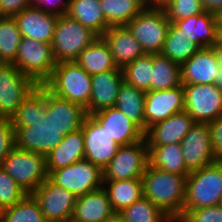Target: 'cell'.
Segmentation results:
<instances>
[{"instance_id": "1", "label": "cell", "mask_w": 222, "mask_h": 222, "mask_svg": "<svg viewBox=\"0 0 222 222\" xmlns=\"http://www.w3.org/2000/svg\"><path fill=\"white\" fill-rule=\"evenodd\" d=\"M15 130V146L46 156L63 140L45 115V86L38 85L10 118Z\"/></svg>"}, {"instance_id": "2", "label": "cell", "mask_w": 222, "mask_h": 222, "mask_svg": "<svg viewBox=\"0 0 222 222\" xmlns=\"http://www.w3.org/2000/svg\"><path fill=\"white\" fill-rule=\"evenodd\" d=\"M186 179L148 164L142 176L143 196L176 220L182 215L185 205Z\"/></svg>"}, {"instance_id": "3", "label": "cell", "mask_w": 222, "mask_h": 222, "mask_svg": "<svg viewBox=\"0 0 222 222\" xmlns=\"http://www.w3.org/2000/svg\"><path fill=\"white\" fill-rule=\"evenodd\" d=\"M43 85L58 97L80 104L84 108L89 105L91 76L75 61L58 62Z\"/></svg>"}, {"instance_id": "4", "label": "cell", "mask_w": 222, "mask_h": 222, "mask_svg": "<svg viewBox=\"0 0 222 222\" xmlns=\"http://www.w3.org/2000/svg\"><path fill=\"white\" fill-rule=\"evenodd\" d=\"M170 23L160 5H147L126 27L137 39L145 54H159L163 49Z\"/></svg>"}, {"instance_id": "5", "label": "cell", "mask_w": 222, "mask_h": 222, "mask_svg": "<svg viewBox=\"0 0 222 222\" xmlns=\"http://www.w3.org/2000/svg\"><path fill=\"white\" fill-rule=\"evenodd\" d=\"M221 201L222 166L218 161L187 176L184 209L215 206Z\"/></svg>"}, {"instance_id": "6", "label": "cell", "mask_w": 222, "mask_h": 222, "mask_svg": "<svg viewBox=\"0 0 222 222\" xmlns=\"http://www.w3.org/2000/svg\"><path fill=\"white\" fill-rule=\"evenodd\" d=\"M98 36L67 15L58 16L51 42L55 61H75Z\"/></svg>"}, {"instance_id": "7", "label": "cell", "mask_w": 222, "mask_h": 222, "mask_svg": "<svg viewBox=\"0 0 222 222\" xmlns=\"http://www.w3.org/2000/svg\"><path fill=\"white\" fill-rule=\"evenodd\" d=\"M1 167L27 194H32L48 178L45 156L16 146Z\"/></svg>"}, {"instance_id": "8", "label": "cell", "mask_w": 222, "mask_h": 222, "mask_svg": "<svg viewBox=\"0 0 222 222\" xmlns=\"http://www.w3.org/2000/svg\"><path fill=\"white\" fill-rule=\"evenodd\" d=\"M12 64L37 85H41L51 76L57 62L51 44L22 37Z\"/></svg>"}, {"instance_id": "9", "label": "cell", "mask_w": 222, "mask_h": 222, "mask_svg": "<svg viewBox=\"0 0 222 222\" xmlns=\"http://www.w3.org/2000/svg\"><path fill=\"white\" fill-rule=\"evenodd\" d=\"M48 178L76 197L103 187L102 169L86 159L52 171Z\"/></svg>"}, {"instance_id": "10", "label": "cell", "mask_w": 222, "mask_h": 222, "mask_svg": "<svg viewBox=\"0 0 222 222\" xmlns=\"http://www.w3.org/2000/svg\"><path fill=\"white\" fill-rule=\"evenodd\" d=\"M149 164L145 138L137 143L120 146L109 164L102 169L103 181L142 178Z\"/></svg>"}, {"instance_id": "11", "label": "cell", "mask_w": 222, "mask_h": 222, "mask_svg": "<svg viewBox=\"0 0 222 222\" xmlns=\"http://www.w3.org/2000/svg\"><path fill=\"white\" fill-rule=\"evenodd\" d=\"M38 85L13 64H0V118L10 119Z\"/></svg>"}, {"instance_id": "12", "label": "cell", "mask_w": 222, "mask_h": 222, "mask_svg": "<svg viewBox=\"0 0 222 222\" xmlns=\"http://www.w3.org/2000/svg\"><path fill=\"white\" fill-rule=\"evenodd\" d=\"M184 87V111L195 122L209 123L222 116V91L215 84H191Z\"/></svg>"}, {"instance_id": "13", "label": "cell", "mask_w": 222, "mask_h": 222, "mask_svg": "<svg viewBox=\"0 0 222 222\" xmlns=\"http://www.w3.org/2000/svg\"><path fill=\"white\" fill-rule=\"evenodd\" d=\"M47 222H70L76 196L47 178L32 194Z\"/></svg>"}, {"instance_id": "14", "label": "cell", "mask_w": 222, "mask_h": 222, "mask_svg": "<svg viewBox=\"0 0 222 222\" xmlns=\"http://www.w3.org/2000/svg\"><path fill=\"white\" fill-rule=\"evenodd\" d=\"M81 128L85 145L84 159L104 169L120 146L92 115L85 117Z\"/></svg>"}, {"instance_id": "15", "label": "cell", "mask_w": 222, "mask_h": 222, "mask_svg": "<svg viewBox=\"0 0 222 222\" xmlns=\"http://www.w3.org/2000/svg\"><path fill=\"white\" fill-rule=\"evenodd\" d=\"M180 145L184 163L189 173L217 161L212 148L208 123L195 122Z\"/></svg>"}, {"instance_id": "16", "label": "cell", "mask_w": 222, "mask_h": 222, "mask_svg": "<svg viewBox=\"0 0 222 222\" xmlns=\"http://www.w3.org/2000/svg\"><path fill=\"white\" fill-rule=\"evenodd\" d=\"M184 101L183 84L171 89L147 91L144 102L145 132L152 125L184 111Z\"/></svg>"}, {"instance_id": "17", "label": "cell", "mask_w": 222, "mask_h": 222, "mask_svg": "<svg viewBox=\"0 0 222 222\" xmlns=\"http://www.w3.org/2000/svg\"><path fill=\"white\" fill-rule=\"evenodd\" d=\"M45 115L65 136L81 128L87 113L82 105L58 97L45 87Z\"/></svg>"}, {"instance_id": "18", "label": "cell", "mask_w": 222, "mask_h": 222, "mask_svg": "<svg viewBox=\"0 0 222 222\" xmlns=\"http://www.w3.org/2000/svg\"><path fill=\"white\" fill-rule=\"evenodd\" d=\"M180 67L183 85L214 84L221 65L213 47H204Z\"/></svg>"}, {"instance_id": "19", "label": "cell", "mask_w": 222, "mask_h": 222, "mask_svg": "<svg viewBox=\"0 0 222 222\" xmlns=\"http://www.w3.org/2000/svg\"><path fill=\"white\" fill-rule=\"evenodd\" d=\"M124 81L122 69H114L91 76L92 91L89 105L85 108L87 115L114 107L119 88Z\"/></svg>"}, {"instance_id": "20", "label": "cell", "mask_w": 222, "mask_h": 222, "mask_svg": "<svg viewBox=\"0 0 222 222\" xmlns=\"http://www.w3.org/2000/svg\"><path fill=\"white\" fill-rule=\"evenodd\" d=\"M92 116L119 146L131 145L144 139V132L116 107L100 110Z\"/></svg>"}, {"instance_id": "21", "label": "cell", "mask_w": 222, "mask_h": 222, "mask_svg": "<svg viewBox=\"0 0 222 222\" xmlns=\"http://www.w3.org/2000/svg\"><path fill=\"white\" fill-rule=\"evenodd\" d=\"M194 124V119L186 111H182L149 127L144 138L147 146L180 144Z\"/></svg>"}, {"instance_id": "22", "label": "cell", "mask_w": 222, "mask_h": 222, "mask_svg": "<svg viewBox=\"0 0 222 222\" xmlns=\"http://www.w3.org/2000/svg\"><path fill=\"white\" fill-rule=\"evenodd\" d=\"M58 16L28 7L14 16L22 37L51 44Z\"/></svg>"}, {"instance_id": "23", "label": "cell", "mask_w": 222, "mask_h": 222, "mask_svg": "<svg viewBox=\"0 0 222 222\" xmlns=\"http://www.w3.org/2000/svg\"><path fill=\"white\" fill-rule=\"evenodd\" d=\"M101 37L108 44L114 62L119 68L123 69L127 64L145 54L126 26H110Z\"/></svg>"}, {"instance_id": "24", "label": "cell", "mask_w": 222, "mask_h": 222, "mask_svg": "<svg viewBox=\"0 0 222 222\" xmlns=\"http://www.w3.org/2000/svg\"><path fill=\"white\" fill-rule=\"evenodd\" d=\"M114 213L107 192L101 187L76 198L71 222H101Z\"/></svg>"}, {"instance_id": "25", "label": "cell", "mask_w": 222, "mask_h": 222, "mask_svg": "<svg viewBox=\"0 0 222 222\" xmlns=\"http://www.w3.org/2000/svg\"><path fill=\"white\" fill-rule=\"evenodd\" d=\"M84 146L82 128L65 135L60 144L45 156L47 174L84 159Z\"/></svg>"}, {"instance_id": "26", "label": "cell", "mask_w": 222, "mask_h": 222, "mask_svg": "<svg viewBox=\"0 0 222 222\" xmlns=\"http://www.w3.org/2000/svg\"><path fill=\"white\" fill-rule=\"evenodd\" d=\"M90 76L119 68L115 62L108 44L102 37H97L86 47L75 60Z\"/></svg>"}, {"instance_id": "27", "label": "cell", "mask_w": 222, "mask_h": 222, "mask_svg": "<svg viewBox=\"0 0 222 222\" xmlns=\"http://www.w3.org/2000/svg\"><path fill=\"white\" fill-rule=\"evenodd\" d=\"M66 15L79 21L98 37H101L110 27L103 15L100 0H69Z\"/></svg>"}, {"instance_id": "28", "label": "cell", "mask_w": 222, "mask_h": 222, "mask_svg": "<svg viewBox=\"0 0 222 222\" xmlns=\"http://www.w3.org/2000/svg\"><path fill=\"white\" fill-rule=\"evenodd\" d=\"M112 208L120 213L143 196L142 178L103 181Z\"/></svg>"}, {"instance_id": "29", "label": "cell", "mask_w": 222, "mask_h": 222, "mask_svg": "<svg viewBox=\"0 0 222 222\" xmlns=\"http://www.w3.org/2000/svg\"><path fill=\"white\" fill-rule=\"evenodd\" d=\"M145 91L123 81L114 107L135 123L145 133Z\"/></svg>"}, {"instance_id": "30", "label": "cell", "mask_w": 222, "mask_h": 222, "mask_svg": "<svg viewBox=\"0 0 222 222\" xmlns=\"http://www.w3.org/2000/svg\"><path fill=\"white\" fill-rule=\"evenodd\" d=\"M149 165L161 171L187 177V171L179 143L148 146Z\"/></svg>"}, {"instance_id": "31", "label": "cell", "mask_w": 222, "mask_h": 222, "mask_svg": "<svg viewBox=\"0 0 222 222\" xmlns=\"http://www.w3.org/2000/svg\"><path fill=\"white\" fill-rule=\"evenodd\" d=\"M201 47L193 42L189 36L183 35L182 31L173 23L167 33L161 54L176 62L180 66L197 53Z\"/></svg>"}, {"instance_id": "32", "label": "cell", "mask_w": 222, "mask_h": 222, "mask_svg": "<svg viewBox=\"0 0 222 222\" xmlns=\"http://www.w3.org/2000/svg\"><path fill=\"white\" fill-rule=\"evenodd\" d=\"M147 5L145 0H100L109 26H126Z\"/></svg>"}, {"instance_id": "33", "label": "cell", "mask_w": 222, "mask_h": 222, "mask_svg": "<svg viewBox=\"0 0 222 222\" xmlns=\"http://www.w3.org/2000/svg\"><path fill=\"white\" fill-rule=\"evenodd\" d=\"M153 72L151 91L171 89L182 85L181 67L161 53L151 54Z\"/></svg>"}, {"instance_id": "34", "label": "cell", "mask_w": 222, "mask_h": 222, "mask_svg": "<svg viewBox=\"0 0 222 222\" xmlns=\"http://www.w3.org/2000/svg\"><path fill=\"white\" fill-rule=\"evenodd\" d=\"M0 222H47L38 202L27 194L17 204L0 211Z\"/></svg>"}, {"instance_id": "35", "label": "cell", "mask_w": 222, "mask_h": 222, "mask_svg": "<svg viewBox=\"0 0 222 222\" xmlns=\"http://www.w3.org/2000/svg\"><path fill=\"white\" fill-rule=\"evenodd\" d=\"M21 33L14 17H0V62L12 64L21 41Z\"/></svg>"}, {"instance_id": "36", "label": "cell", "mask_w": 222, "mask_h": 222, "mask_svg": "<svg viewBox=\"0 0 222 222\" xmlns=\"http://www.w3.org/2000/svg\"><path fill=\"white\" fill-rule=\"evenodd\" d=\"M124 222H171L172 219L158 206L142 196L120 212Z\"/></svg>"}, {"instance_id": "37", "label": "cell", "mask_w": 222, "mask_h": 222, "mask_svg": "<svg viewBox=\"0 0 222 222\" xmlns=\"http://www.w3.org/2000/svg\"><path fill=\"white\" fill-rule=\"evenodd\" d=\"M124 81L145 92L151 91L152 60L151 54H144L127 64L123 69Z\"/></svg>"}, {"instance_id": "38", "label": "cell", "mask_w": 222, "mask_h": 222, "mask_svg": "<svg viewBox=\"0 0 222 222\" xmlns=\"http://www.w3.org/2000/svg\"><path fill=\"white\" fill-rule=\"evenodd\" d=\"M160 6L165 10L171 23L205 11L201 0H165Z\"/></svg>"}, {"instance_id": "39", "label": "cell", "mask_w": 222, "mask_h": 222, "mask_svg": "<svg viewBox=\"0 0 222 222\" xmlns=\"http://www.w3.org/2000/svg\"><path fill=\"white\" fill-rule=\"evenodd\" d=\"M195 26L194 34L197 36V44L201 48L213 47L219 39L216 15L205 10L197 15Z\"/></svg>"}, {"instance_id": "40", "label": "cell", "mask_w": 222, "mask_h": 222, "mask_svg": "<svg viewBox=\"0 0 222 222\" xmlns=\"http://www.w3.org/2000/svg\"><path fill=\"white\" fill-rule=\"evenodd\" d=\"M27 193L0 167V211L20 202Z\"/></svg>"}, {"instance_id": "41", "label": "cell", "mask_w": 222, "mask_h": 222, "mask_svg": "<svg viewBox=\"0 0 222 222\" xmlns=\"http://www.w3.org/2000/svg\"><path fill=\"white\" fill-rule=\"evenodd\" d=\"M180 222H222V207L219 205L198 209H183Z\"/></svg>"}, {"instance_id": "42", "label": "cell", "mask_w": 222, "mask_h": 222, "mask_svg": "<svg viewBox=\"0 0 222 222\" xmlns=\"http://www.w3.org/2000/svg\"><path fill=\"white\" fill-rule=\"evenodd\" d=\"M15 147V130L8 118H0V167L9 152Z\"/></svg>"}, {"instance_id": "43", "label": "cell", "mask_w": 222, "mask_h": 222, "mask_svg": "<svg viewBox=\"0 0 222 222\" xmlns=\"http://www.w3.org/2000/svg\"><path fill=\"white\" fill-rule=\"evenodd\" d=\"M30 7H35L43 12L62 16L67 13L69 0H30Z\"/></svg>"}, {"instance_id": "44", "label": "cell", "mask_w": 222, "mask_h": 222, "mask_svg": "<svg viewBox=\"0 0 222 222\" xmlns=\"http://www.w3.org/2000/svg\"><path fill=\"white\" fill-rule=\"evenodd\" d=\"M209 124L212 148L216 159L222 157V116L211 121Z\"/></svg>"}, {"instance_id": "45", "label": "cell", "mask_w": 222, "mask_h": 222, "mask_svg": "<svg viewBox=\"0 0 222 222\" xmlns=\"http://www.w3.org/2000/svg\"><path fill=\"white\" fill-rule=\"evenodd\" d=\"M30 7V0H0V17H14Z\"/></svg>"}, {"instance_id": "46", "label": "cell", "mask_w": 222, "mask_h": 222, "mask_svg": "<svg viewBox=\"0 0 222 222\" xmlns=\"http://www.w3.org/2000/svg\"><path fill=\"white\" fill-rule=\"evenodd\" d=\"M196 21L197 15L183 20L174 21L173 24L182 31L183 35L189 36L193 42L197 43V36L194 34Z\"/></svg>"}, {"instance_id": "47", "label": "cell", "mask_w": 222, "mask_h": 222, "mask_svg": "<svg viewBox=\"0 0 222 222\" xmlns=\"http://www.w3.org/2000/svg\"><path fill=\"white\" fill-rule=\"evenodd\" d=\"M205 10L217 15L222 12V0H201Z\"/></svg>"}, {"instance_id": "48", "label": "cell", "mask_w": 222, "mask_h": 222, "mask_svg": "<svg viewBox=\"0 0 222 222\" xmlns=\"http://www.w3.org/2000/svg\"><path fill=\"white\" fill-rule=\"evenodd\" d=\"M213 49L217 55V59L222 67V37H219L216 44L213 46Z\"/></svg>"}, {"instance_id": "49", "label": "cell", "mask_w": 222, "mask_h": 222, "mask_svg": "<svg viewBox=\"0 0 222 222\" xmlns=\"http://www.w3.org/2000/svg\"><path fill=\"white\" fill-rule=\"evenodd\" d=\"M101 222H124L122 216L120 213L115 212L113 215H111L110 217L104 219Z\"/></svg>"}, {"instance_id": "50", "label": "cell", "mask_w": 222, "mask_h": 222, "mask_svg": "<svg viewBox=\"0 0 222 222\" xmlns=\"http://www.w3.org/2000/svg\"><path fill=\"white\" fill-rule=\"evenodd\" d=\"M219 37H222V12L216 15Z\"/></svg>"}, {"instance_id": "51", "label": "cell", "mask_w": 222, "mask_h": 222, "mask_svg": "<svg viewBox=\"0 0 222 222\" xmlns=\"http://www.w3.org/2000/svg\"><path fill=\"white\" fill-rule=\"evenodd\" d=\"M214 84L222 91V67L220 68V73L216 76Z\"/></svg>"}, {"instance_id": "52", "label": "cell", "mask_w": 222, "mask_h": 222, "mask_svg": "<svg viewBox=\"0 0 222 222\" xmlns=\"http://www.w3.org/2000/svg\"><path fill=\"white\" fill-rule=\"evenodd\" d=\"M148 5H160L165 0H145Z\"/></svg>"}, {"instance_id": "53", "label": "cell", "mask_w": 222, "mask_h": 222, "mask_svg": "<svg viewBox=\"0 0 222 222\" xmlns=\"http://www.w3.org/2000/svg\"><path fill=\"white\" fill-rule=\"evenodd\" d=\"M217 161H218V162L220 163V165L222 166V157L219 158Z\"/></svg>"}, {"instance_id": "54", "label": "cell", "mask_w": 222, "mask_h": 222, "mask_svg": "<svg viewBox=\"0 0 222 222\" xmlns=\"http://www.w3.org/2000/svg\"><path fill=\"white\" fill-rule=\"evenodd\" d=\"M171 222H180L178 219H176V220H172Z\"/></svg>"}]
</instances>
